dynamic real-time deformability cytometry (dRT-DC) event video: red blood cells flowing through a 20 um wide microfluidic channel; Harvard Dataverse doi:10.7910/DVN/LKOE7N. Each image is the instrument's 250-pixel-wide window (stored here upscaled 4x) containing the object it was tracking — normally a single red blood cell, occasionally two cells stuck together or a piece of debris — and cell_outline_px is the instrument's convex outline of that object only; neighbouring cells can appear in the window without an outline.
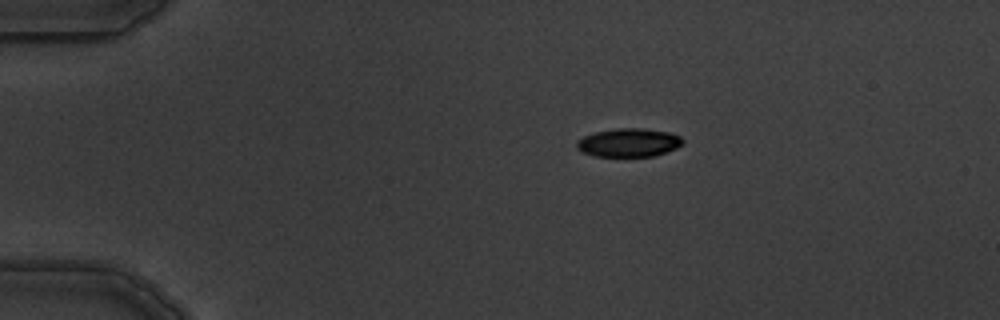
{"species": "common noctule bat (a hibernating species)", "species_latin": "Nyctalus noctula", "temperature_condition": "warm", "stored_images_in_passage": 5, "camera_frame_rate_fps": 3000, "um_per_image_px": 0.085, "animal": {"sex": "male", "body_mass_g": 19.5, "forearm_length_mm": 54.6}, "frame": {"image": 1, "passage_image": 1, "time_ms": 0.0, "image_size_px": [1000, 320], "cell_outline_px": [[684, 144], [676, 148], [652, 156], [596, 156], [580, 152], [576, 148], [576, 140], [584, 136], [596, 132], [616, 128], [640, 128], [668, 132], [680, 136], [684, 140]], "centroid_in_image_um": [53.42, 12.12], "position_along_channel_um": 31.6, "area_um2": 17.57}}
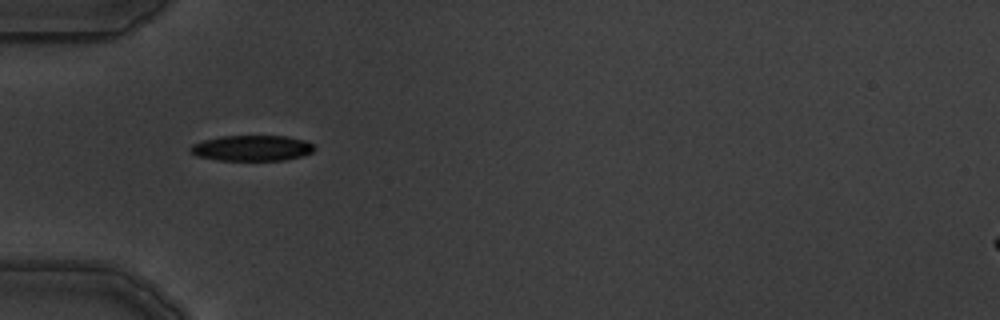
{"frame": {"image": 2, "passage_image": 3, "time_ms": 2.333, "image_size_px": [1000, 320], "cell_outline_px": [[316, 148], [312, 152], [304, 156], [284, 160], [216, 160], [196, 156], [188, 152], [188, 148], [192, 144], [204, 140], [220, 136], [288, 136], [304, 140], [312, 144]], "centroid_in_image_um": [21.39, 12.59], "position_along_channel_um": 63.6, "area_um2": 18.73}}
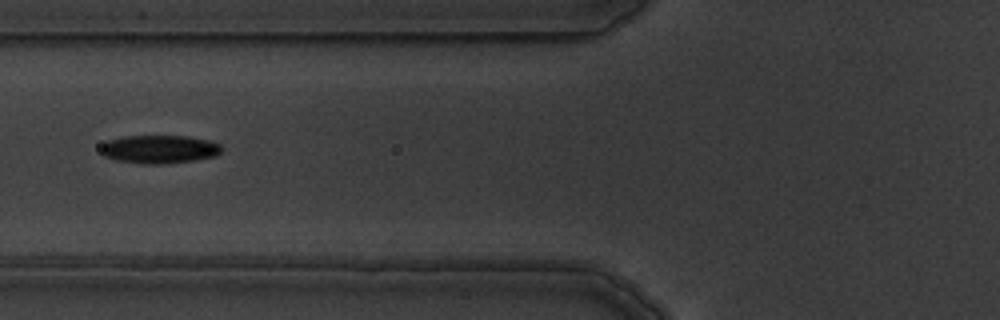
{"frame": {"image": 3, "passage_image": 4, "time_ms": 3.667, "image_size_px": [1000, 320], "cell_outline_px": [[224, 148], [216, 156], [196, 160], [160, 164], [144, 164], [116, 160], [104, 156], [100, 152], [100, 148], [108, 140], [124, 136], [188, 136], [208, 140], [220, 144]], "centroid_in_image_um": [13.56, 12.68], "position_along_channel_um": 112.2, "area_um2": 20.0}}